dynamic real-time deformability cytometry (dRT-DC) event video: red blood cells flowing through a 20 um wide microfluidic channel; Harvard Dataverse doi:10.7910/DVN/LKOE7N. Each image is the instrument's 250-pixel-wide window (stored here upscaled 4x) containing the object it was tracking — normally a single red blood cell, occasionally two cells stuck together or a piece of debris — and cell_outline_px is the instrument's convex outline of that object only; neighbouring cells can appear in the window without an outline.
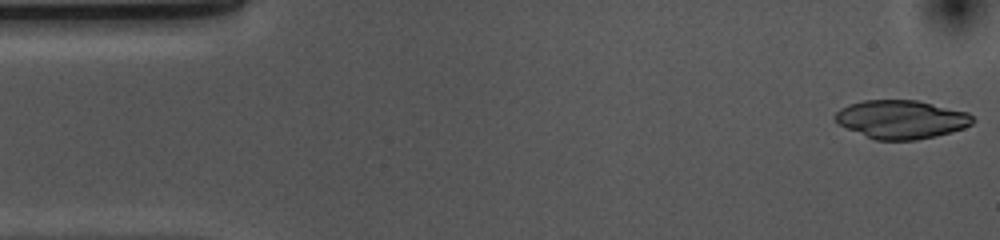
{"species": "common noctule bat (a hibernating species)", "species_latin": "Nyctalus noctula", "temperature_condition": "cold", "stored_images_in_passage": 52, "camera_frame_rate_fps": 3000, "um_per_image_px": 0.085, "animal": {"sex": "female", "body_mass_g": 10.0, "forearm_length_mm": 53.1}, "frame": {"image": 1, "passage_image": 1, "time_ms": 0.0, "image_size_px": [1000, 240], "cell_outline_px": [[976, 120], [972, 124], [964, 128], [952, 132], [936, 136], [916, 140], [876, 140], [848, 128], [840, 124], [832, 116], [840, 108], [848, 104], [864, 100], [916, 100], [968, 112]], "centroid_in_image_um": [76.63, 10.14], "position_along_channel_um": 8.4, "area_um2": 30.81}}